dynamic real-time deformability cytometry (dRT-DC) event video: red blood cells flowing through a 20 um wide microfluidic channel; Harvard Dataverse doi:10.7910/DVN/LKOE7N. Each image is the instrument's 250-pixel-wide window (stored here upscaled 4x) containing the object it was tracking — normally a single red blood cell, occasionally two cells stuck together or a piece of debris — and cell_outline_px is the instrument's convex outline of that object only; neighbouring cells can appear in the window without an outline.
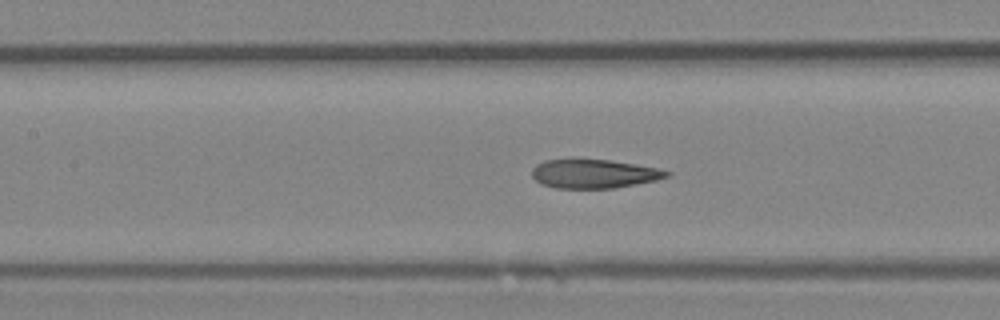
{"species": "Egyptian fruit bat (a non-hibernating species)", "species_latin": "Rousettus aegyptiacus", "temperature_condition": "room temperature", "stored_images_in_passage": 28, "camera_frame_rate_fps": 3000, "um_per_image_px": 0.085, "animal": {"sex": "female"}, "frame": {"image": 1, "passage_image": 13, "time_ms": 4.0, "image_size_px": [1000, 320], "cell_outline_px": [[672, 176], [656, 180], [612, 188], [556, 188], [540, 184], [532, 176], [532, 168], [536, 164], [544, 160], [608, 160], [636, 164], [660, 168], [672, 172]], "centroid_in_image_um": [50.51, 14.77], "position_along_channel_um": 156.9, "area_um2": 22.6}}
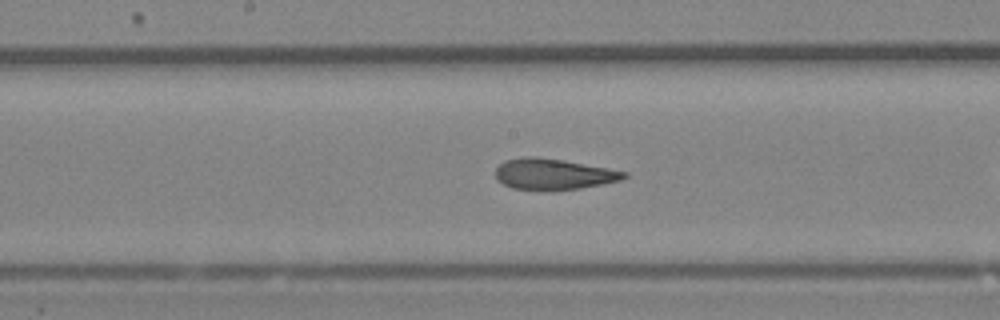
{"frame": {"image": 2, "passage_image": 16, "time_ms": 5.0, "image_size_px": [1000, 320], "cell_outline_px": [[628, 176], [620, 180], [580, 188], [552, 192], [512, 188], [496, 180], [496, 168], [504, 160], [520, 156], [536, 156], [564, 160], [608, 168], [628, 172]], "centroid_in_image_um": [47.0, 14.81], "position_along_channel_um": 201.2, "area_um2": 23.64}}
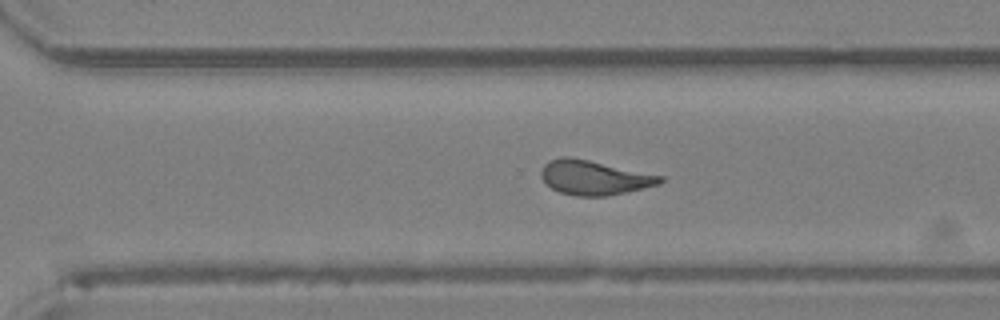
{"frame": {"image": 3, "passage_image": 24, "time_ms": 7.667, "image_size_px": [1000, 320], "cell_outline_px": [[664, 180], [660, 184], [624, 192], [604, 196], [576, 196], [560, 192], [552, 188], [540, 176], [540, 172], [544, 164], [548, 160], [564, 156], [568, 156], [588, 160], [664, 176]], "centroid_in_image_um": [50.48, 15.09], "position_along_channel_um": 320.1, "area_um2": 23.64}}